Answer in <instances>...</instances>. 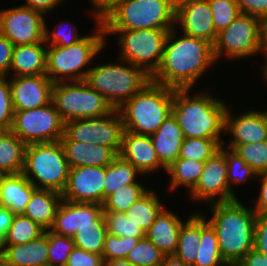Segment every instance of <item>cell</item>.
Returning <instances> with one entry per match:
<instances>
[{
    "label": "cell",
    "instance_id": "obj_1",
    "mask_svg": "<svg viewBox=\"0 0 267 266\" xmlns=\"http://www.w3.org/2000/svg\"><path fill=\"white\" fill-rule=\"evenodd\" d=\"M178 32L175 27L168 32L161 64L151 81L174 89H193L217 65L214 47Z\"/></svg>",
    "mask_w": 267,
    "mask_h": 266
},
{
    "label": "cell",
    "instance_id": "obj_2",
    "mask_svg": "<svg viewBox=\"0 0 267 266\" xmlns=\"http://www.w3.org/2000/svg\"><path fill=\"white\" fill-rule=\"evenodd\" d=\"M239 199L206 205L211 216L207 215L208 211H200L215 230L221 255L230 266H236L254 249L257 213Z\"/></svg>",
    "mask_w": 267,
    "mask_h": 266
},
{
    "label": "cell",
    "instance_id": "obj_3",
    "mask_svg": "<svg viewBox=\"0 0 267 266\" xmlns=\"http://www.w3.org/2000/svg\"><path fill=\"white\" fill-rule=\"evenodd\" d=\"M227 107L224 100L209 92L191 88L173 91L172 115L184 138L224 139Z\"/></svg>",
    "mask_w": 267,
    "mask_h": 266
},
{
    "label": "cell",
    "instance_id": "obj_4",
    "mask_svg": "<svg viewBox=\"0 0 267 266\" xmlns=\"http://www.w3.org/2000/svg\"><path fill=\"white\" fill-rule=\"evenodd\" d=\"M93 26L89 34L68 47L47 46L46 75L53 83L85 80L95 64L93 60L97 56L99 59V54L109 45L101 22Z\"/></svg>",
    "mask_w": 267,
    "mask_h": 266
},
{
    "label": "cell",
    "instance_id": "obj_5",
    "mask_svg": "<svg viewBox=\"0 0 267 266\" xmlns=\"http://www.w3.org/2000/svg\"><path fill=\"white\" fill-rule=\"evenodd\" d=\"M174 88L150 81L119 109L124 130L151 135L172 114Z\"/></svg>",
    "mask_w": 267,
    "mask_h": 266
},
{
    "label": "cell",
    "instance_id": "obj_6",
    "mask_svg": "<svg viewBox=\"0 0 267 266\" xmlns=\"http://www.w3.org/2000/svg\"><path fill=\"white\" fill-rule=\"evenodd\" d=\"M177 0H119L100 21L104 30L172 29Z\"/></svg>",
    "mask_w": 267,
    "mask_h": 266
},
{
    "label": "cell",
    "instance_id": "obj_7",
    "mask_svg": "<svg viewBox=\"0 0 267 266\" xmlns=\"http://www.w3.org/2000/svg\"><path fill=\"white\" fill-rule=\"evenodd\" d=\"M109 62L92 65L84 81L103 95L114 109H119L151 81V76L119 58Z\"/></svg>",
    "mask_w": 267,
    "mask_h": 266
},
{
    "label": "cell",
    "instance_id": "obj_8",
    "mask_svg": "<svg viewBox=\"0 0 267 266\" xmlns=\"http://www.w3.org/2000/svg\"><path fill=\"white\" fill-rule=\"evenodd\" d=\"M70 166L59 141L27 145L22 174L37 188L62 193Z\"/></svg>",
    "mask_w": 267,
    "mask_h": 266
},
{
    "label": "cell",
    "instance_id": "obj_9",
    "mask_svg": "<svg viewBox=\"0 0 267 266\" xmlns=\"http://www.w3.org/2000/svg\"><path fill=\"white\" fill-rule=\"evenodd\" d=\"M171 29L104 30L107 36L115 35L119 53L117 58L143 69L149 76L158 70L164 53L168 32ZM118 34V35H117Z\"/></svg>",
    "mask_w": 267,
    "mask_h": 266
},
{
    "label": "cell",
    "instance_id": "obj_10",
    "mask_svg": "<svg viewBox=\"0 0 267 266\" xmlns=\"http://www.w3.org/2000/svg\"><path fill=\"white\" fill-rule=\"evenodd\" d=\"M216 61L224 57L228 62L264 56V22L249 14L240 13L234 21L217 35L213 45Z\"/></svg>",
    "mask_w": 267,
    "mask_h": 266
},
{
    "label": "cell",
    "instance_id": "obj_11",
    "mask_svg": "<svg viewBox=\"0 0 267 266\" xmlns=\"http://www.w3.org/2000/svg\"><path fill=\"white\" fill-rule=\"evenodd\" d=\"M52 103L65 122L108 115L115 109L84 80L53 83Z\"/></svg>",
    "mask_w": 267,
    "mask_h": 266
},
{
    "label": "cell",
    "instance_id": "obj_12",
    "mask_svg": "<svg viewBox=\"0 0 267 266\" xmlns=\"http://www.w3.org/2000/svg\"><path fill=\"white\" fill-rule=\"evenodd\" d=\"M124 126L122 117L115 109L108 115L96 118L76 119L65 122L64 135L60 141H78L103 145L117 155L121 149Z\"/></svg>",
    "mask_w": 267,
    "mask_h": 266
},
{
    "label": "cell",
    "instance_id": "obj_13",
    "mask_svg": "<svg viewBox=\"0 0 267 266\" xmlns=\"http://www.w3.org/2000/svg\"><path fill=\"white\" fill-rule=\"evenodd\" d=\"M64 121L52 101L43 107L14 111L11 131L27 145L59 141Z\"/></svg>",
    "mask_w": 267,
    "mask_h": 266
},
{
    "label": "cell",
    "instance_id": "obj_14",
    "mask_svg": "<svg viewBox=\"0 0 267 266\" xmlns=\"http://www.w3.org/2000/svg\"><path fill=\"white\" fill-rule=\"evenodd\" d=\"M229 189L227 179L226 147L221 146L204 163L203 172L194 189L188 194L191 203L208 205L238 199Z\"/></svg>",
    "mask_w": 267,
    "mask_h": 266
},
{
    "label": "cell",
    "instance_id": "obj_15",
    "mask_svg": "<svg viewBox=\"0 0 267 266\" xmlns=\"http://www.w3.org/2000/svg\"><path fill=\"white\" fill-rule=\"evenodd\" d=\"M44 13L18 5L0 9V34L14 46L45 42Z\"/></svg>",
    "mask_w": 267,
    "mask_h": 266
},
{
    "label": "cell",
    "instance_id": "obj_16",
    "mask_svg": "<svg viewBox=\"0 0 267 266\" xmlns=\"http://www.w3.org/2000/svg\"><path fill=\"white\" fill-rule=\"evenodd\" d=\"M175 29L213 45L218 35L213 26L212 12L207 0H177Z\"/></svg>",
    "mask_w": 267,
    "mask_h": 266
},
{
    "label": "cell",
    "instance_id": "obj_17",
    "mask_svg": "<svg viewBox=\"0 0 267 266\" xmlns=\"http://www.w3.org/2000/svg\"><path fill=\"white\" fill-rule=\"evenodd\" d=\"M106 167H73L69 170L68 181L62 199L69 202L98 203L104 201Z\"/></svg>",
    "mask_w": 267,
    "mask_h": 266
},
{
    "label": "cell",
    "instance_id": "obj_18",
    "mask_svg": "<svg viewBox=\"0 0 267 266\" xmlns=\"http://www.w3.org/2000/svg\"><path fill=\"white\" fill-rule=\"evenodd\" d=\"M231 112L232 109L228 106L225 114V135L228 134L229 138L224 141L223 146L233 149L236 145L267 140V124L264 111L250 109L240 113V115Z\"/></svg>",
    "mask_w": 267,
    "mask_h": 266
},
{
    "label": "cell",
    "instance_id": "obj_19",
    "mask_svg": "<svg viewBox=\"0 0 267 266\" xmlns=\"http://www.w3.org/2000/svg\"><path fill=\"white\" fill-rule=\"evenodd\" d=\"M85 225H106L103 208L98 203L60 202L50 230L54 233L72 237Z\"/></svg>",
    "mask_w": 267,
    "mask_h": 266
},
{
    "label": "cell",
    "instance_id": "obj_20",
    "mask_svg": "<svg viewBox=\"0 0 267 266\" xmlns=\"http://www.w3.org/2000/svg\"><path fill=\"white\" fill-rule=\"evenodd\" d=\"M14 111L40 108L52 101L53 82L46 75L9 77Z\"/></svg>",
    "mask_w": 267,
    "mask_h": 266
},
{
    "label": "cell",
    "instance_id": "obj_21",
    "mask_svg": "<svg viewBox=\"0 0 267 266\" xmlns=\"http://www.w3.org/2000/svg\"><path fill=\"white\" fill-rule=\"evenodd\" d=\"M131 163L143 177L160 170L166 173L167 168L160 162L150 135L136 134L124 130L121 149L118 154Z\"/></svg>",
    "mask_w": 267,
    "mask_h": 266
},
{
    "label": "cell",
    "instance_id": "obj_22",
    "mask_svg": "<svg viewBox=\"0 0 267 266\" xmlns=\"http://www.w3.org/2000/svg\"><path fill=\"white\" fill-rule=\"evenodd\" d=\"M180 217L172 209L165 207L145 232V237L165 256L174 255L177 249L181 225L188 218L183 220Z\"/></svg>",
    "mask_w": 267,
    "mask_h": 266
},
{
    "label": "cell",
    "instance_id": "obj_23",
    "mask_svg": "<svg viewBox=\"0 0 267 266\" xmlns=\"http://www.w3.org/2000/svg\"><path fill=\"white\" fill-rule=\"evenodd\" d=\"M0 255L10 266H47L48 230L27 243L0 245Z\"/></svg>",
    "mask_w": 267,
    "mask_h": 266
},
{
    "label": "cell",
    "instance_id": "obj_24",
    "mask_svg": "<svg viewBox=\"0 0 267 266\" xmlns=\"http://www.w3.org/2000/svg\"><path fill=\"white\" fill-rule=\"evenodd\" d=\"M63 145L70 168L73 167H106L117 154L109 147L78 141H60Z\"/></svg>",
    "mask_w": 267,
    "mask_h": 266
},
{
    "label": "cell",
    "instance_id": "obj_25",
    "mask_svg": "<svg viewBox=\"0 0 267 266\" xmlns=\"http://www.w3.org/2000/svg\"><path fill=\"white\" fill-rule=\"evenodd\" d=\"M45 42L14 46L9 77L46 74Z\"/></svg>",
    "mask_w": 267,
    "mask_h": 266
},
{
    "label": "cell",
    "instance_id": "obj_26",
    "mask_svg": "<svg viewBox=\"0 0 267 266\" xmlns=\"http://www.w3.org/2000/svg\"><path fill=\"white\" fill-rule=\"evenodd\" d=\"M150 136L157 156L166 168L179 158L184 135L172 114Z\"/></svg>",
    "mask_w": 267,
    "mask_h": 266
},
{
    "label": "cell",
    "instance_id": "obj_27",
    "mask_svg": "<svg viewBox=\"0 0 267 266\" xmlns=\"http://www.w3.org/2000/svg\"><path fill=\"white\" fill-rule=\"evenodd\" d=\"M37 188L21 173L7 174L0 183V207L23 214Z\"/></svg>",
    "mask_w": 267,
    "mask_h": 266
},
{
    "label": "cell",
    "instance_id": "obj_28",
    "mask_svg": "<svg viewBox=\"0 0 267 266\" xmlns=\"http://www.w3.org/2000/svg\"><path fill=\"white\" fill-rule=\"evenodd\" d=\"M62 201V193L50 189H36L23 215L48 230L52 227L57 208Z\"/></svg>",
    "mask_w": 267,
    "mask_h": 266
},
{
    "label": "cell",
    "instance_id": "obj_29",
    "mask_svg": "<svg viewBox=\"0 0 267 266\" xmlns=\"http://www.w3.org/2000/svg\"><path fill=\"white\" fill-rule=\"evenodd\" d=\"M200 239L201 212L197 210L192 211L182 223L174 256L185 264L193 266L197 258Z\"/></svg>",
    "mask_w": 267,
    "mask_h": 266
},
{
    "label": "cell",
    "instance_id": "obj_30",
    "mask_svg": "<svg viewBox=\"0 0 267 266\" xmlns=\"http://www.w3.org/2000/svg\"><path fill=\"white\" fill-rule=\"evenodd\" d=\"M27 144L11 130H0V170L5 174H21Z\"/></svg>",
    "mask_w": 267,
    "mask_h": 266
},
{
    "label": "cell",
    "instance_id": "obj_31",
    "mask_svg": "<svg viewBox=\"0 0 267 266\" xmlns=\"http://www.w3.org/2000/svg\"><path fill=\"white\" fill-rule=\"evenodd\" d=\"M205 162L193 159L178 158L169 167L168 174V191L172 194L177 189L184 188L188 195L196 186L201 173L203 172ZM182 187V188H181ZM172 191V192H171Z\"/></svg>",
    "mask_w": 267,
    "mask_h": 266
},
{
    "label": "cell",
    "instance_id": "obj_32",
    "mask_svg": "<svg viewBox=\"0 0 267 266\" xmlns=\"http://www.w3.org/2000/svg\"><path fill=\"white\" fill-rule=\"evenodd\" d=\"M159 193L150 188L141 198H139L131 207L125 212L126 216L135 224L142 228L145 232L154 223L155 218L166 207L163 204V199Z\"/></svg>",
    "mask_w": 267,
    "mask_h": 266
},
{
    "label": "cell",
    "instance_id": "obj_33",
    "mask_svg": "<svg viewBox=\"0 0 267 266\" xmlns=\"http://www.w3.org/2000/svg\"><path fill=\"white\" fill-rule=\"evenodd\" d=\"M143 176L131 163L117 155L106 166L104 199L121 187L136 183Z\"/></svg>",
    "mask_w": 267,
    "mask_h": 266
},
{
    "label": "cell",
    "instance_id": "obj_34",
    "mask_svg": "<svg viewBox=\"0 0 267 266\" xmlns=\"http://www.w3.org/2000/svg\"><path fill=\"white\" fill-rule=\"evenodd\" d=\"M197 251V258L193 266H230L221 255L215 230L202 213L201 239Z\"/></svg>",
    "mask_w": 267,
    "mask_h": 266
},
{
    "label": "cell",
    "instance_id": "obj_35",
    "mask_svg": "<svg viewBox=\"0 0 267 266\" xmlns=\"http://www.w3.org/2000/svg\"><path fill=\"white\" fill-rule=\"evenodd\" d=\"M140 181V182H139ZM140 179L133 184L121 187L116 192L107 196L103 203V212L125 213L131 205L141 198L150 188H148Z\"/></svg>",
    "mask_w": 267,
    "mask_h": 266
},
{
    "label": "cell",
    "instance_id": "obj_36",
    "mask_svg": "<svg viewBox=\"0 0 267 266\" xmlns=\"http://www.w3.org/2000/svg\"><path fill=\"white\" fill-rule=\"evenodd\" d=\"M45 229L23 214H15L0 245H17L38 239Z\"/></svg>",
    "mask_w": 267,
    "mask_h": 266
},
{
    "label": "cell",
    "instance_id": "obj_37",
    "mask_svg": "<svg viewBox=\"0 0 267 266\" xmlns=\"http://www.w3.org/2000/svg\"><path fill=\"white\" fill-rule=\"evenodd\" d=\"M225 139L184 138L179 158L205 162L223 145Z\"/></svg>",
    "mask_w": 267,
    "mask_h": 266
},
{
    "label": "cell",
    "instance_id": "obj_38",
    "mask_svg": "<svg viewBox=\"0 0 267 266\" xmlns=\"http://www.w3.org/2000/svg\"><path fill=\"white\" fill-rule=\"evenodd\" d=\"M45 21V44L47 46H61L68 47L71 44L80 41L83 36L79 33V29L76 27V23L69 21L68 19H61L56 23L52 29H48L50 25ZM67 23V24H66ZM75 25V26H74Z\"/></svg>",
    "mask_w": 267,
    "mask_h": 266
},
{
    "label": "cell",
    "instance_id": "obj_39",
    "mask_svg": "<svg viewBox=\"0 0 267 266\" xmlns=\"http://www.w3.org/2000/svg\"><path fill=\"white\" fill-rule=\"evenodd\" d=\"M107 233L106 225H85L76 231L72 239L76 247L102 256Z\"/></svg>",
    "mask_w": 267,
    "mask_h": 266
},
{
    "label": "cell",
    "instance_id": "obj_40",
    "mask_svg": "<svg viewBox=\"0 0 267 266\" xmlns=\"http://www.w3.org/2000/svg\"><path fill=\"white\" fill-rule=\"evenodd\" d=\"M227 179L229 189L233 191L234 185H242L257 179L256 172L232 149L226 147ZM253 179V180H251Z\"/></svg>",
    "mask_w": 267,
    "mask_h": 266
},
{
    "label": "cell",
    "instance_id": "obj_41",
    "mask_svg": "<svg viewBox=\"0 0 267 266\" xmlns=\"http://www.w3.org/2000/svg\"><path fill=\"white\" fill-rule=\"evenodd\" d=\"M75 247L72 237L60 235L48 229L47 266H66Z\"/></svg>",
    "mask_w": 267,
    "mask_h": 266
},
{
    "label": "cell",
    "instance_id": "obj_42",
    "mask_svg": "<svg viewBox=\"0 0 267 266\" xmlns=\"http://www.w3.org/2000/svg\"><path fill=\"white\" fill-rule=\"evenodd\" d=\"M164 256L149 239L144 237L139 240L125 259L133 266H160Z\"/></svg>",
    "mask_w": 267,
    "mask_h": 266
},
{
    "label": "cell",
    "instance_id": "obj_43",
    "mask_svg": "<svg viewBox=\"0 0 267 266\" xmlns=\"http://www.w3.org/2000/svg\"><path fill=\"white\" fill-rule=\"evenodd\" d=\"M256 174L267 172V140L257 143L236 145L232 149Z\"/></svg>",
    "mask_w": 267,
    "mask_h": 266
},
{
    "label": "cell",
    "instance_id": "obj_44",
    "mask_svg": "<svg viewBox=\"0 0 267 266\" xmlns=\"http://www.w3.org/2000/svg\"><path fill=\"white\" fill-rule=\"evenodd\" d=\"M108 233L117 237H145V231L129 219L125 213L103 212Z\"/></svg>",
    "mask_w": 267,
    "mask_h": 266
},
{
    "label": "cell",
    "instance_id": "obj_45",
    "mask_svg": "<svg viewBox=\"0 0 267 266\" xmlns=\"http://www.w3.org/2000/svg\"><path fill=\"white\" fill-rule=\"evenodd\" d=\"M213 17L216 33L227 28L241 13L236 0H207Z\"/></svg>",
    "mask_w": 267,
    "mask_h": 266
},
{
    "label": "cell",
    "instance_id": "obj_46",
    "mask_svg": "<svg viewBox=\"0 0 267 266\" xmlns=\"http://www.w3.org/2000/svg\"><path fill=\"white\" fill-rule=\"evenodd\" d=\"M144 237H117L107 233L102 251L103 262L116 259H125L128 253Z\"/></svg>",
    "mask_w": 267,
    "mask_h": 266
},
{
    "label": "cell",
    "instance_id": "obj_47",
    "mask_svg": "<svg viewBox=\"0 0 267 266\" xmlns=\"http://www.w3.org/2000/svg\"><path fill=\"white\" fill-rule=\"evenodd\" d=\"M14 119L8 76H0V130H11Z\"/></svg>",
    "mask_w": 267,
    "mask_h": 266
},
{
    "label": "cell",
    "instance_id": "obj_48",
    "mask_svg": "<svg viewBox=\"0 0 267 266\" xmlns=\"http://www.w3.org/2000/svg\"><path fill=\"white\" fill-rule=\"evenodd\" d=\"M103 263L101 255L75 247L68 258L66 266H101Z\"/></svg>",
    "mask_w": 267,
    "mask_h": 266
},
{
    "label": "cell",
    "instance_id": "obj_49",
    "mask_svg": "<svg viewBox=\"0 0 267 266\" xmlns=\"http://www.w3.org/2000/svg\"><path fill=\"white\" fill-rule=\"evenodd\" d=\"M254 249L260 253H267V213L256 215Z\"/></svg>",
    "mask_w": 267,
    "mask_h": 266
},
{
    "label": "cell",
    "instance_id": "obj_50",
    "mask_svg": "<svg viewBox=\"0 0 267 266\" xmlns=\"http://www.w3.org/2000/svg\"><path fill=\"white\" fill-rule=\"evenodd\" d=\"M240 12L253 15L263 22L267 20V0H236Z\"/></svg>",
    "mask_w": 267,
    "mask_h": 266
},
{
    "label": "cell",
    "instance_id": "obj_51",
    "mask_svg": "<svg viewBox=\"0 0 267 266\" xmlns=\"http://www.w3.org/2000/svg\"><path fill=\"white\" fill-rule=\"evenodd\" d=\"M257 182L259 184V189L257 196L255 195V198L252 199L251 204L253 207V210L257 214H264L267 213V172L261 173L257 175Z\"/></svg>",
    "mask_w": 267,
    "mask_h": 266
},
{
    "label": "cell",
    "instance_id": "obj_52",
    "mask_svg": "<svg viewBox=\"0 0 267 266\" xmlns=\"http://www.w3.org/2000/svg\"><path fill=\"white\" fill-rule=\"evenodd\" d=\"M14 44L0 34V76H8L12 63Z\"/></svg>",
    "mask_w": 267,
    "mask_h": 266
},
{
    "label": "cell",
    "instance_id": "obj_53",
    "mask_svg": "<svg viewBox=\"0 0 267 266\" xmlns=\"http://www.w3.org/2000/svg\"><path fill=\"white\" fill-rule=\"evenodd\" d=\"M119 0H88L91 5V15L95 23L101 21L106 14L118 3ZM91 13V14H90Z\"/></svg>",
    "mask_w": 267,
    "mask_h": 266
},
{
    "label": "cell",
    "instance_id": "obj_54",
    "mask_svg": "<svg viewBox=\"0 0 267 266\" xmlns=\"http://www.w3.org/2000/svg\"><path fill=\"white\" fill-rule=\"evenodd\" d=\"M64 2V0H24V3L20 5L40 11L46 15L45 17H49L47 13L50 14V11L58 9L57 7H60Z\"/></svg>",
    "mask_w": 267,
    "mask_h": 266
},
{
    "label": "cell",
    "instance_id": "obj_55",
    "mask_svg": "<svg viewBox=\"0 0 267 266\" xmlns=\"http://www.w3.org/2000/svg\"><path fill=\"white\" fill-rule=\"evenodd\" d=\"M236 266H267V253L252 249Z\"/></svg>",
    "mask_w": 267,
    "mask_h": 266
},
{
    "label": "cell",
    "instance_id": "obj_56",
    "mask_svg": "<svg viewBox=\"0 0 267 266\" xmlns=\"http://www.w3.org/2000/svg\"><path fill=\"white\" fill-rule=\"evenodd\" d=\"M14 213L8 208L0 207V244L12 224Z\"/></svg>",
    "mask_w": 267,
    "mask_h": 266
},
{
    "label": "cell",
    "instance_id": "obj_57",
    "mask_svg": "<svg viewBox=\"0 0 267 266\" xmlns=\"http://www.w3.org/2000/svg\"><path fill=\"white\" fill-rule=\"evenodd\" d=\"M160 266H189L174 255L164 256L163 262Z\"/></svg>",
    "mask_w": 267,
    "mask_h": 266
},
{
    "label": "cell",
    "instance_id": "obj_58",
    "mask_svg": "<svg viewBox=\"0 0 267 266\" xmlns=\"http://www.w3.org/2000/svg\"><path fill=\"white\" fill-rule=\"evenodd\" d=\"M104 264L106 266H133L126 259L109 260V261H105Z\"/></svg>",
    "mask_w": 267,
    "mask_h": 266
},
{
    "label": "cell",
    "instance_id": "obj_59",
    "mask_svg": "<svg viewBox=\"0 0 267 266\" xmlns=\"http://www.w3.org/2000/svg\"><path fill=\"white\" fill-rule=\"evenodd\" d=\"M263 63L261 64L260 63V65H261V74H262V79H263V81L265 82V83H267V51H264V56H263Z\"/></svg>",
    "mask_w": 267,
    "mask_h": 266
},
{
    "label": "cell",
    "instance_id": "obj_60",
    "mask_svg": "<svg viewBox=\"0 0 267 266\" xmlns=\"http://www.w3.org/2000/svg\"><path fill=\"white\" fill-rule=\"evenodd\" d=\"M264 51H267V20L264 22Z\"/></svg>",
    "mask_w": 267,
    "mask_h": 266
},
{
    "label": "cell",
    "instance_id": "obj_61",
    "mask_svg": "<svg viewBox=\"0 0 267 266\" xmlns=\"http://www.w3.org/2000/svg\"><path fill=\"white\" fill-rule=\"evenodd\" d=\"M0 266H10L4 259L3 257L0 255Z\"/></svg>",
    "mask_w": 267,
    "mask_h": 266
},
{
    "label": "cell",
    "instance_id": "obj_62",
    "mask_svg": "<svg viewBox=\"0 0 267 266\" xmlns=\"http://www.w3.org/2000/svg\"><path fill=\"white\" fill-rule=\"evenodd\" d=\"M5 176V174L0 170V183H1V180L2 178Z\"/></svg>",
    "mask_w": 267,
    "mask_h": 266
},
{
    "label": "cell",
    "instance_id": "obj_63",
    "mask_svg": "<svg viewBox=\"0 0 267 266\" xmlns=\"http://www.w3.org/2000/svg\"><path fill=\"white\" fill-rule=\"evenodd\" d=\"M264 113H265L266 124H267V110L266 109L264 110Z\"/></svg>",
    "mask_w": 267,
    "mask_h": 266
}]
</instances>
